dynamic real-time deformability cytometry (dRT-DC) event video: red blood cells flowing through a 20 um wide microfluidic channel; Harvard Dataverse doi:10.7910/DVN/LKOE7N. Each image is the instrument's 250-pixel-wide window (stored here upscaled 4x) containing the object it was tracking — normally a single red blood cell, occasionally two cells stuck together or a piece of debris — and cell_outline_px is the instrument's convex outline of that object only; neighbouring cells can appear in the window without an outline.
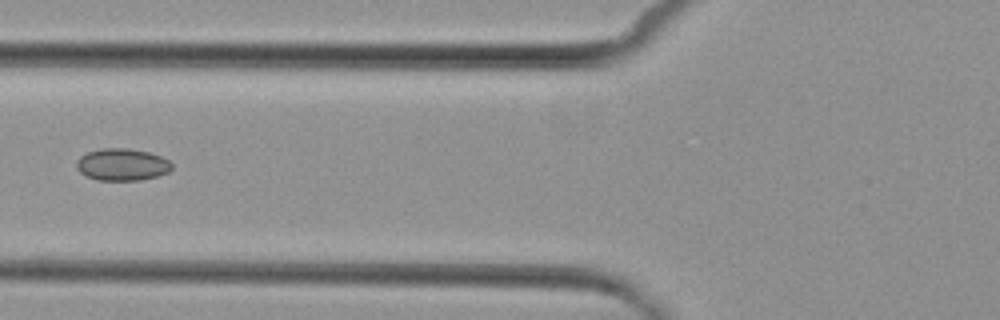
{"species": "common noctule bat (a hibernating species)", "species_latin": "Nyctalus noctula", "temperature_condition": "cold", "stored_images_in_passage": 3, "camera_frame_rate_fps": 3000, "um_per_image_px": 0.085, "animal": {"sex": "female", "body_mass_g": 29.2, "forearm_length_mm": 56.3}, "frame": {"image": 1, "passage_image": 3, "time_ms": 2.0, "image_size_px": [1000, 320], "cell_outline_px": [[172, 168], [168, 172], [156, 176], [140, 180], [96, 180], [80, 172], [76, 168], [76, 160], [80, 156], [88, 152], [104, 148], [128, 148], [148, 152], [160, 156], [168, 160], [172, 164]], "centroid_in_image_um": [10.36, 13.98], "position_along_channel_um": 115.4, "area_um2": 17.74}}